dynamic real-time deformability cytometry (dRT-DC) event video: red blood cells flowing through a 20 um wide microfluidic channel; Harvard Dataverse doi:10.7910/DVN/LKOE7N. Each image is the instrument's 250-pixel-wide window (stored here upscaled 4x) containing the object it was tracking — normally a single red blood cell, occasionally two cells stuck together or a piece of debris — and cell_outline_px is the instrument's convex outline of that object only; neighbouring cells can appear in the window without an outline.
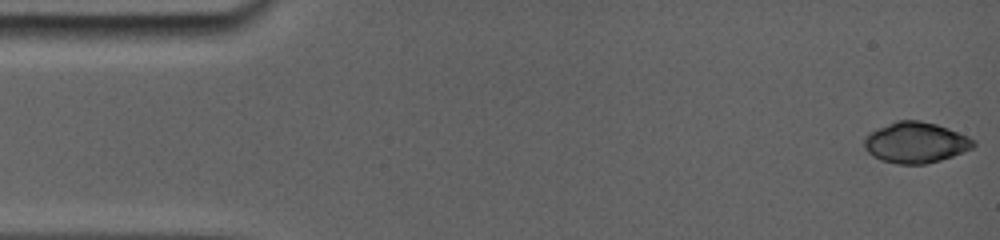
{"species": "common noctule bat (a hibernating species)", "species_latin": "Nyctalus noctula", "temperature_condition": "room temperature", "stored_images_in_passage": 8, "camera_frame_rate_fps": 5000, "um_per_image_px": 0.085, "animal": {"sex": "female", "body_mass_g": 19.0, "forearm_length_mm": 56.7}, "frame": {"image": 1, "passage_image": 1, "time_ms": 0.0, "image_size_px": [1000, 240], "cell_outline_px": [[972, 144], [968, 148], [948, 156], [924, 164], [900, 164], [884, 160], [876, 156], [868, 148], [868, 136], [872, 132], [880, 128], [900, 120], [916, 120], [936, 124], [956, 132], [972, 140]], "centroid_in_image_um": [77.83, 12.1], "position_along_channel_um": 7.2, "area_um2": 23.99}}
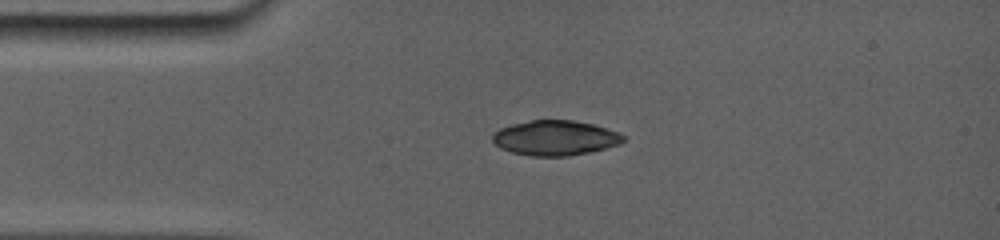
{"frame": {"image": 2, "passage_image": 7, "time_ms": 3.4, "image_size_px": [1000, 240], "cell_outline_px": [[624, 140], [616, 144], [604, 148], [564, 156], [532, 156], [512, 152], [496, 144], [492, 140], [492, 136], [500, 128], [512, 124], [532, 120], [572, 120], [592, 124], [616, 132], [624, 136]], "centroid_in_image_um": [47.14, 11.71], "position_along_channel_um": 37.9, "area_um2": 25.89}}